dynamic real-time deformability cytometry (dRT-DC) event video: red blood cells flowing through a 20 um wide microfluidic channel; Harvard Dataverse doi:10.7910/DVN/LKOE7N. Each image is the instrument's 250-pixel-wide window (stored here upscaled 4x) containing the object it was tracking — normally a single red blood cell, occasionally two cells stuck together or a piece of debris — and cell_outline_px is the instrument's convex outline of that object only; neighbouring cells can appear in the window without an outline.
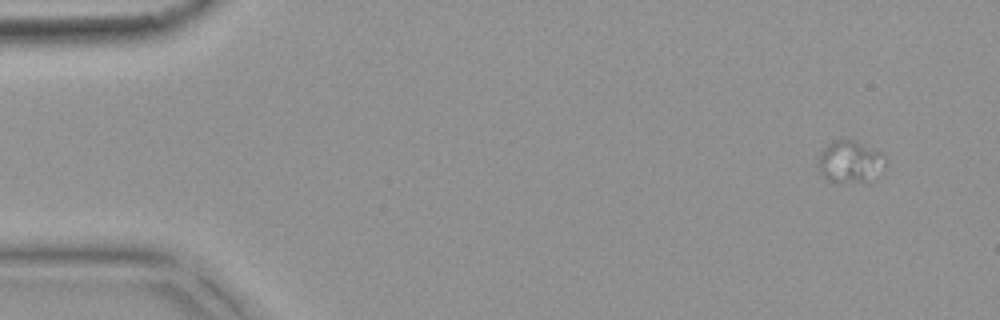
{"species": "common noctule bat (a hibernating species)", "species_latin": "Nyctalus noctula", "temperature_condition": "warm", "stored_images_in_passage": 10, "camera_frame_rate_fps": 3000, "um_per_image_px": 0.085, "animal": {"sex": "female", "body_mass_g": 18.4}, "frame": {"image": 1, "passage_image": 1, "time_ms": 0.0, "image_size_px": [1000, 320], "cell_outline_px": [[884, 164], [860, 180], [828, 180], [820, 176], [820, 148], [832, 140], [852, 140], [884, 152]], "centroid_in_image_um": [72.14, 13.63], "position_along_channel_um": 12.9, "area_um2": 15.26}}